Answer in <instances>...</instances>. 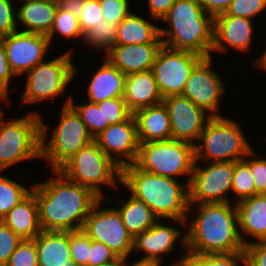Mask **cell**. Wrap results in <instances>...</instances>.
I'll list each match as a JSON object with an SVG mask.
<instances>
[{
	"label": "cell",
	"instance_id": "1",
	"mask_svg": "<svg viewBox=\"0 0 266 266\" xmlns=\"http://www.w3.org/2000/svg\"><path fill=\"white\" fill-rule=\"evenodd\" d=\"M58 178L33 184L39 222L43 231L69 232L81 230L94 204L100 199L90 188L52 170Z\"/></svg>",
	"mask_w": 266,
	"mask_h": 266
},
{
	"label": "cell",
	"instance_id": "2",
	"mask_svg": "<svg viewBox=\"0 0 266 266\" xmlns=\"http://www.w3.org/2000/svg\"><path fill=\"white\" fill-rule=\"evenodd\" d=\"M199 203L198 213L181 237L189 254H228L245 250L236 204Z\"/></svg>",
	"mask_w": 266,
	"mask_h": 266
},
{
	"label": "cell",
	"instance_id": "3",
	"mask_svg": "<svg viewBox=\"0 0 266 266\" xmlns=\"http://www.w3.org/2000/svg\"><path fill=\"white\" fill-rule=\"evenodd\" d=\"M121 183L130 195L143 201L160 219L170 218L173 222L188 224L189 185L177 179L154 175L140 169L135 163L121 169Z\"/></svg>",
	"mask_w": 266,
	"mask_h": 266
},
{
	"label": "cell",
	"instance_id": "4",
	"mask_svg": "<svg viewBox=\"0 0 266 266\" xmlns=\"http://www.w3.org/2000/svg\"><path fill=\"white\" fill-rule=\"evenodd\" d=\"M162 20L170 26V29L160 27L164 46L192 52L203 58L211 57L214 18L203 10L197 0H176Z\"/></svg>",
	"mask_w": 266,
	"mask_h": 266
},
{
	"label": "cell",
	"instance_id": "5",
	"mask_svg": "<svg viewBox=\"0 0 266 266\" xmlns=\"http://www.w3.org/2000/svg\"><path fill=\"white\" fill-rule=\"evenodd\" d=\"M69 96L63 105L60 121L47 140L48 126L41 118V157L58 170L66 161L83 147L94 141L76 110L69 104Z\"/></svg>",
	"mask_w": 266,
	"mask_h": 266
},
{
	"label": "cell",
	"instance_id": "6",
	"mask_svg": "<svg viewBox=\"0 0 266 266\" xmlns=\"http://www.w3.org/2000/svg\"><path fill=\"white\" fill-rule=\"evenodd\" d=\"M194 145L195 161L236 162L253 150L240 125L224 116L211 117Z\"/></svg>",
	"mask_w": 266,
	"mask_h": 266
},
{
	"label": "cell",
	"instance_id": "7",
	"mask_svg": "<svg viewBox=\"0 0 266 266\" xmlns=\"http://www.w3.org/2000/svg\"><path fill=\"white\" fill-rule=\"evenodd\" d=\"M66 178L90 188L100 198H106L100 184L117 187L121 183V168L118 167L95 141L80 149L59 169Z\"/></svg>",
	"mask_w": 266,
	"mask_h": 266
},
{
	"label": "cell",
	"instance_id": "8",
	"mask_svg": "<svg viewBox=\"0 0 266 266\" xmlns=\"http://www.w3.org/2000/svg\"><path fill=\"white\" fill-rule=\"evenodd\" d=\"M0 115V172L18 162L41 157V115L30 112L5 122Z\"/></svg>",
	"mask_w": 266,
	"mask_h": 266
},
{
	"label": "cell",
	"instance_id": "9",
	"mask_svg": "<svg viewBox=\"0 0 266 266\" xmlns=\"http://www.w3.org/2000/svg\"><path fill=\"white\" fill-rule=\"evenodd\" d=\"M194 163V145L174 139L140 144L135 162L140 169L158 176L177 179L179 175H188V185Z\"/></svg>",
	"mask_w": 266,
	"mask_h": 266
},
{
	"label": "cell",
	"instance_id": "10",
	"mask_svg": "<svg viewBox=\"0 0 266 266\" xmlns=\"http://www.w3.org/2000/svg\"><path fill=\"white\" fill-rule=\"evenodd\" d=\"M72 57L70 50L53 60L37 64L27 72L26 87L21 96L22 102L34 103L64 95L67 85L78 73L72 63Z\"/></svg>",
	"mask_w": 266,
	"mask_h": 266
},
{
	"label": "cell",
	"instance_id": "11",
	"mask_svg": "<svg viewBox=\"0 0 266 266\" xmlns=\"http://www.w3.org/2000/svg\"><path fill=\"white\" fill-rule=\"evenodd\" d=\"M202 59L198 54L162 45L152 66L162 98L182 95L191 72Z\"/></svg>",
	"mask_w": 266,
	"mask_h": 266
},
{
	"label": "cell",
	"instance_id": "12",
	"mask_svg": "<svg viewBox=\"0 0 266 266\" xmlns=\"http://www.w3.org/2000/svg\"><path fill=\"white\" fill-rule=\"evenodd\" d=\"M100 198L85 220L82 230L92 241L106 244L117 256L128 258L133 252V237L127 231L122 216L116 208L99 209Z\"/></svg>",
	"mask_w": 266,
	"mask_h": 266
},
{
	"label": "cell",
	"instance_id": "13",
	"mask_svg": "<svg viewBox=\"0 0 266 266\" xmlns=\"http://www.w3.org/2000/svg\"><path fill=\"white\" fill-rule=\"evenodd\" d=\"M189 184V212L194 203H228L227 193L233 184L234 162H209L206 168L196 166Z\"/></svg>",
	"mask_w": 266,
	"mask_h": 266
},
{
	"label": "cell",
	"instance_id": "14",
	"mask_svg": "<svg viewBox=\"0 0 266 266\" xmlns=\"http://www.w3.org/2000/svg\"><path fill=\"white\" fill-rule=\"evenodd\" d=\"M212 56L203 58L191 72L183 96L187 97L198 107L203 108L209 115L222 116L219 113V100L225 92V86L212 68Z\"/></svg>",
	"mask_w": 266,
	"mask_h": 266
},
{
	"label": "cell",
	"instance_id": "15",
	"mask_svg": "<svg viewBox=\"0 0 266 266\" xmlns=\"http://www.w3.org/2000/svg\"><path fill=\"white\" fill-rule=\"evenodd\" d=\"M1 38L10 69L15 76L27 73L37 64L44 62V56L50 46L46 35L21 30Z\"/></svg>",
	"mask_w": 266,
	"mask_h": 266
},
{
	"label": "cell",
	"instance_id": "16",
	"mask_svg": "<svg viewBox=\"0 0 266 266\" xmlns=\"http://www.w3.org/2000/svg\"><path fill=\"white\" fill-rule=\"evenodd\" d=\"M171 121V139L185 141L192 145L199 140L205 125L212 116L195 105L183 95H172L163 98Z\"/></svg>",
	"mask_w": 266,
	"mask_h": 266
},
{
	"label": "cell",
	"instance_id": "17",
	"mask_svg": "<svg viewBox=\"0 0 266 266\" xmlns=\"http://www.w3.org/2000/svg\"><path fill=\"white\" fill-rule=\"evenodd\" d=\"M94 141L119 168L134 164L138 157L140 143L133 114L123 122L109 125L94 138Z\"/></svg>",
	"mask_w": 266,
	"mask_h": 266
},
{
	"label": "cell",
	"instance_id": "18",
	"mask_svg": "<svg viewBox=\"0 0 266 266\" xmlns=\"http://www.w3.org/2000/svg\"><path fill=\"white\" fill-rule=\"evenodd\" d=\"M252 19L218 15L214 17L213 51L224 52L226 46L241 51H249L252 43Z\"/></svg>",
	"mask_w": 266,
	"mask_h": 266
},
{
	"label": "cell",
	"instance_id": "19",
	"mask_svg": "<svg viewBox=\"0 0 266 266\" xmlns=\"http://www.w3.org/2000/svg\"><path fill=\"white\" fill-rule=\"evenodd\" d=\"M163 43L113 45L106 59L123 74L152 70L155 57Z\"/></svg>",
	"mask_w": 266,
	"mask_h": 266
},
{
	"label": "cell",
	"instance_id": "20",
	"mask_svg": "<svg viewBox=\"0 0 266 266\" xmlns=\"http://www.w3.org/2000/svg\"><path fill=\"white\" fill-rule=\"evenodd\" d=\"M133 116L140 144L171 139V121L163 102L139 109Z\"/></svg>",
	"mask_w": 266,
	"mask_h": 266
},
{
	"label": "cell",
	"instance_id": "21",
	"mask_svg": "<svg viewBox=\"0 0 266 266\" xmlns=\"http://www.w3.org/2000/svg\"><path fill=\"white\" fill-rule=\"evenodd\" d=\"M181 233L177 228L157 221L133 239V251L145 252L146 255L141 260L161 262L160 254L171 252L177 239L182 236Z\"/></svg>",
	"mask_w": 266,
	"mask_h": 266
},
{
	"label": "cell",
	"instance_id": "22",
	"mask_svg": "<svg viewBox=\"0 0 266 266\" xmlns=\"http://www.w3.org/2000/svg\"><path fill=\"white\" fill-rule=\"evenodd\" d=\"M123 99L129 110L135 111L162 102L152 70L126 75Z\"/></svg>",
	"mask_w": 266,
	"mask_h": 266
},
{
	"label": "cell",
	"instance_id": "23",
	"mask_svg": "<svg viewBox=\"0 0 266 266\" xmlns=\"http://www.w3.org/2000/svg\"><path fill=\"white\" fill-rule=\"evenodd\" d=\"M33 240L39 266H77L70 255L69 232L42 230Z\"/></svg>",
	"mask_w": 266,
	"mask_h": 266
},
{
	"label": "cell",
	"instance_id": "24",
	"mask_svg": "<svg viewBox=\"0 0 266 266\" xmlns=\"http://www.w3.org/2000/svg\"><path fill=\"white\" fill-rule=\"evenodd\" d=\"M238 212L239 232L243 244V235L252 236L258 241L266 240V194H256L236 204Z\"/></svg>",
	"mask_w": 266,
	"mask_h": 266
},
{
	"label": "cell",
	"instance_id": "25",
	"mask_svg": "<svg viewBox=\"0 0 266 266\" xmlns=\"http://www.w3.org/2000/svg\"><path fill=\"white\" fill-rule=\"evenodd\" d=\"M126 75L107 59L93 75L88 86V101L98 103L115 97H123Z\"/></svg>",
	"mask_w": 266,
	"mask_h": 266
},
{
	"label": "cell",
	"instance_id": "26",
	"mask_svg": "<svg viewBox=\"0 0 266 266\" xmlns=\"http://www.w3.org/2000/svg\"><path fill=\"white\" fill-rule=\"evenodd\" d=\"M2 221L21 239L33 240L42 231L35 195L31 192Z\"/></svg>",
	"mask_w": 266,
	"mask_h": 266
},
{
	"label": "cell",
	"instance_id": "27",
	"mask_svg": "<svg viewBox=\"0 0 266 266\" xmlns=\"http://www.w3.org/2000/svg\"><path fill=\"white\" fill-rule=\"evenodd\" d=\"M17 10V21L25 25L23 32L47 35L52 28L58 4L42 0H22Z\"/></svg>",
	"mask_w": 266,
	"mask_h": 266
},
{
	"label": "cell",
	"instance_id": "28",
	"mask_svg": "<svg viewBox=\"0 0 266 266\" xmlns=\"http://www.w3.org/2000/svg\"><path fill=\"white\" fill-rule=\"evenodd\" d=\"M162 43L160 27L130 13L118 24L115 44Z\"/></svg>",
	"mask_w": 266,
	"mask_h": 266
},
{
	"label": "cell",
	"instance_id": "29",
	"mask_svg": "<svg viewBox=\"0 0 266 266\" xmlns=\"http://www.w3.org/2000/svg\"><path fill=\"white\" fill-rule=\"evenodd\" d=\"M119 202L123 205L117 209L122 216L127 231L133 238L150 229L159 220L143 201L132 195L127 201L121 199Z\"/></svg>",
	"mask_w": 266,
	"mask_h": 266
},
{
	"label": "cell",
	"instance_id": "30",
	"mask_svg": "<svg viewBox=\"0 0 266 266\" xmlns=\"http://www.w3.org/2000/svg\"><path fill=\"white\" fill-rule=\"evenodd\" d=\"M247 157L248 159L245 157L243 160L234 162L231 191L237 196L236 201H234L235 204L255 195V185L251 172V160L249 159V154Z\"/></svg>",
	"mask_w": 266,
	"mask_h": 266
},
{
	"label": "cell",
	"instance_id": "31",
	"mask_svg": "<svg viewBox=\"0 0 266 266\" xmlns=\"http://www.w3.org/2000/svg\"><path fill=\"white\" fill-rule=\"evenodd\" d=\"M30 189L0 175V220L31 193Z\"/></svg>",
	"mask_w": 266,
	"mask_h": 266
},
{
	"label": "cell",
	"instance_id": "32",
	"mask_svg": "<svg viewBox=\"0 0 266 266\" xmlns=\"http://www.w3.org/2000/svg\"><path fill=\"white\" fill-rule=\"evenodd\" d=\"M118 24L108 22L101 19L94 28H91L85 35L83 40L89 46L104 49L106 53L113 45L117 38Z\"/></svg>",
	"mask_w": 266,
	"mask_h": 266
},
{
	"label": "cell",
	"instance_id": "33",
	"mask_svg": "<svg viewBox=\"0 0 266 266\" xmlns=\"http://www.w3.org/2000/svg\"><path fill=\"white\" fill-rule=\"evenodd\" d=\"M55 32L60 34L61 37L63 36L67 39H73L77 37L84 38L78 18L72 13L63 10L59 6L55 15L52 28L46 35L49 39V43H51Z\"/></svg>",
	"mask_w": 266,
	"mask_h": 266
},
{
	"label": "cell",
	"instance_id": "34",
	"mask_svg": "<svg viewBox=\"0 0 266 266\" xmlns=\"http://www.w3.org/2000/svg\"><path fill=\"white\" fill-rule=\"evenodd\" d=\"M102 107L103 131L109 126L127 120L133 113L127 107L123 97H115L96 103Z\"/></svg>",
	"mask_w": 266,
	"mask_h": 266
},
{
	"label": "cell",
	"instance_id": "35",
	"mask_svg": "<svg viewBox=\"0 0 266 266\" xmlns=\"http://www.w3.org/2000/svg\"><path fill=\"white\" fill-rule=\"evenodd\" d=\"M73 102V98L70 97L69 104L79 114L89 133L96 138L103 131L102 107L89 101L84 105H75Z\"/></svg>",
	"mask_w": 266,
	"mask_h": 266
},
{
	"label": "cell",
	"instance_id": "36",
	"mask_svg": "<svg viewBox=\"0 0 266 266\" xmlns=\"http://www.w3.org/2000/svg\"><path fill=\"white\" fill-rule=\"evenodd\" d=\"M69 247L71 259L77 266H88L90 238L82 229L69 231Z\"/></svg>",
	"mask_w": 266,
	"mask_h": 266
},
{
	"label": "cell",
	"instance_id": "37",
	"mask_svg": "<svg viewBox=\"0 0 266 266\" xmlns=\"http://www.w3.org/2000/svg\"><path fill=\"white\" fill-rule=\"evenodd\" d=\"M202 266H247L245 251L228 254H192Z\"/></svg>",
	"mask_w": 266,
	"mask_h": 266
},
{
	"label": "cell",
	"instance_id": "38",
	"mask_svg": "<svg viewBox=\"0 0 266 266\" xmlns=\"http://www.w3.org/2000/svg\"><path fill=\"white\" fill-rule=\"evenodd\" d=\"M6 266H39L34 240H22L11 254Z\"/></svg>",
	"mask_w": 266,
	"mask_h": 266
},
{
	"label": "cell",
	"instance_id": "39",
	"mask_svg": "<svg viewBox=\"0 0 266 266\" xmlns=\"http://www.w3.org/2000/svg\"><path fill=\"white\" fill-rule=\"evenodd\" d=\"M265 9L266 0H233L226 12L220 15L252 19Z\"/></svg>",
	"mask_w": 266,
	"mask_h": 266
},
{
	"label": "cell",
	"instance_id": "40",
	"mask_svg": "<svg viewBox=\"0 0 266 266\" xmlns=\"http://www.w3.org/2000/svg\"><path fill=\"white\" fill-rule=\"evenodd\" d=\"M102 11L99 0H85L83 8L79 14L78 20L83 35H85L91 28H94L101 22Z\"/></svg>",
	"mask_w": 266,
	"mask_h": 266
},
{
	"label": "cell",
	"instance_id": "41",
	"mask_svg": "<svg viewBox=\"0 0 266 266\" xmlns=\"http://www.w3.org/2000/svg\"><path fill=\"white\" fill-rule=\"evenodd\" d=\"M102 17L108 22L119 24L131 12L129 0H99Z\"/></svg>",
	"mask_w": 266,
	"mask_h": 266
},
{
	"label": "cell",
	"instance_id": "42",
	"mask_svg": "<svg viewBox=\"0 0 266 266\" xmlns=\"http://www.w3.org/2000/svg\"><path fill=\"white\" fill-rule=\"evenodd\" d=\"M22 240L23 239L0 220V266H6L11 254Z\"/></svg>",
	"mask_w": 266,
	"mask_h": 266
},
{
	"label": "cell",
	"instance_id": "43",
	"mask_svg": "<svg viewBox=\"0 0 266 266\" xmlns=\"http://www.w3.org/2000/svg\"><path fill=\"white\" fill-rule=\"evenodd\" d=\"M11 0H0V38L17 31V14Z\"/></svg>",
	"mask_w": 266,
	"mask_h": 266
},
{
	"label": "cell",
	"instance_id": "44",
	"mask_svg": "<svg viewBox=\"0 0 266 266\" xmlns=\"http://www.w3.org/2000/svg\"><path fill=\"white\" fill-rule=\"evenodd\" d=\"M118 256L106 244L90 239L88 266H97L116 259Z\"/></svg>",
	"mask_w": 266,
	"mask_h": 266
},
{
	"label": "cell",
	"instance_id": "45",
	"mask_svg": "<svg viewBox=\"0 0 266 266\" xmlns=\"http://www.w3.org/2000/svg\"><path fill=\"white\" fill-rule=\"evenodd\" d=\"M254 155L256 154L253 149L249 153V157H251V172L255 185V195L266 194V158L252 159Z\"/></svg>",
	"mask_w": 266,
	"mask_h": 266
},
{
	"label": "cell",
	"instance_id": "46",
	"mask_svg": "<svg viewBox=\"0 0 266 266\" xmlns=\"http://www.w3.org/2000/svg\"><path fill=\"white\" fill-rule=\"evenodd\" d=\"M244 251L247 266H266V240L248 242Z\"/></svg>",
	"mask_w": 266,
	"mask_h": 266
},
{
	"label": "cell",
	"instance_id": "47",
	"mask_svg": "<svg viewBox=\"0 0 266 266\" xmlns=\"http://www.w3.org/2000/svg\"><path fill=\"white\" fill-rule=\"evenodd\" d=\"M15 76L11 71L2 38H0V92L8 98L9 82Z\"/></svg>",
	"mask_w": 266,
	"mask_h": 266
},
{
	"label": "cell",
	"instance_id": "48",
	"mask_svg": "<svg viewBox=\"0 0 266 266\" xmlns=\"http://www.w3.org/2000/svg\"><path fill=\"white\" fill-rule=\"evenodd\" d=\"M203 10L213 18L226 12L233 0H197Z\"/></svg>",
	"mask_w": 266,
	"mask_h": 266
},
{
	"label": "cell",
	"instance_id": "49",
	"mask_svg": "<svg viewBox=\"0 0 266 266\" xmlns=\"http://www.w3.org/2000/svg\"><path fill=\"white\" fill-rule=\"evenodd\" d=\"M176 0H149L150 16L162 20Z\"/></svg>",
	"mask_w": 266,
	"mask_h": 266
},
{
	"label": "cell",
	"instance_id": "50",
	"mask_svg": "<svg viewBox=\"0 0 266 266\" xmlns=\"http://www.w3.org/2000/svg\"><path fill=\"white\" fill-rule=\"evenodd\" d=\"M84 1L85 0H60L58 6L78 18L83 8Z\"/></svg>",
	"mask_w": 266,
	"mask_h": 266
},
{
	"label": "cell",
	"instance_id": "51",
	"mask_svg": "<svg viewBox=\"0 0 266 266\" xmlns=\"http://www.w3.org/2000/svg\"><path fill=\"white\" fill-rule=\"evenodd\" d=\"M171 266H202V264L192 255L186 252V254L173 262Z\"/></svg>",
	"mask_w": 266,
	"mask_h": 266
},
{
	"label": "cell",
	"instance_id": "52",
	"mask_svg": "<svg viewBox=\"0 0 266 266\" xmlns=\"http://www.w3.org/2000/svg\"><path fill=\"white\" fill-rule=\"evenodd\" d=\"M127 259L125 257L118 256L116 259L97 266H127Z\"/></svg>",
	"mask_w": 266,
	"mask_h": 266
},
{
	"label": "cell",
	"instance_id": "53",
	"mask_svg": "<svg viewBox=\"0 0 266 266\" xmlns=\"http://www.w3.org/2000/svg\"><path fill=\"white\" fill-rule=\"evenodd\" d=\"M127 266L130 265L127 264ZM131 266H161V262L140 259L139 261H136L134 264H131Z\"/></svg>",
	"mask_w": 266,
	"mask_h": 266
},
{
	"label": "cell",
	"instance_id": "54",
	"mask_svg": "<svg viewBox=\"0 0 266 266\" xmlns=\"http://www.w3.org/2000/svg\"><path fill=\"white\" fill-rule=\"evenodd\" d=\"M263 53L264 54H262V56L256 60L255 64H257V67L259 66L258 68L266 71V49Z\"/></svg>",
	"mask_w": 266,
	"mask_h": 266
},
{
	"label": "cell",
	"instance_id": "55",
	"mask_svg": "<svg viewBox=\"0 0 266 266\" xmlns=\"http://www.w3.org/2000/svg\"><path fill=\"white\" fill-rule=\"evenodd\" d=\"M1 100H4V101H6L7 102V100H8V103H9V99L5 96V95H3L1 92H0V101ZM1 103V102H0ZM1 108V107H0ZM1 114H3V112L1 111V109H0V115Z\"/></svg>",
	"mask_w": 266,
	"mask_h": 266
},
{
	"label": "cell",
	"instance_id": "56",
	"mask_svg": "<svg viewBox=\"0 0 266 266\" xmlns=\"http://www.w3.org/2000/svg\"><path fill=\"white\" fill-rule=\"evenodd\" d=\"M42 1L52 2V3L58 4L60 0H42Z\"/></svg>",
	"mask_w": 266,
	"mask_h": 266
}]
</instances>
